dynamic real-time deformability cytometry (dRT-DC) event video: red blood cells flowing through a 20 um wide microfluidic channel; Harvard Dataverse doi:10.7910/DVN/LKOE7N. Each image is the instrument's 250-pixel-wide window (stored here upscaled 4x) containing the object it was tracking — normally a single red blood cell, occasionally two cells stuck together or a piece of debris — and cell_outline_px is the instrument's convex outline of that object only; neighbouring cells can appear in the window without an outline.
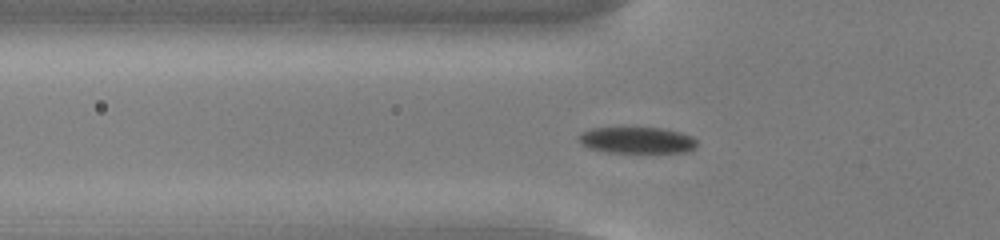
{"species": "common noctule bat (a hibernating species)", "species_latin": "Nyctalus noctula", "temperature_condition": "cold", "stored_images_in_passage": 55, "camera_frame_rate_fps": 3000, "um_per_image_px": 0.085, "animal": {"sex": "male", "body_mass_g": 13.0, "forearm_length_mm": 53.1}, "frame": {"image": 1, "passage_image": 19, "time_ms": 6.0, "image_size_px": [1000, 240], "cell_outline_px": [[696, 148], [688, 152], [608, 152], [588, 148], [576, 136], [580, 132], [592, 128], [664, 128], [680, 132], [692, 136], [696, 140]], "centroid_in_image_um": [54.15, 11.91], "position_along_channel_um": 71.6, "area_um2": 18.15}}
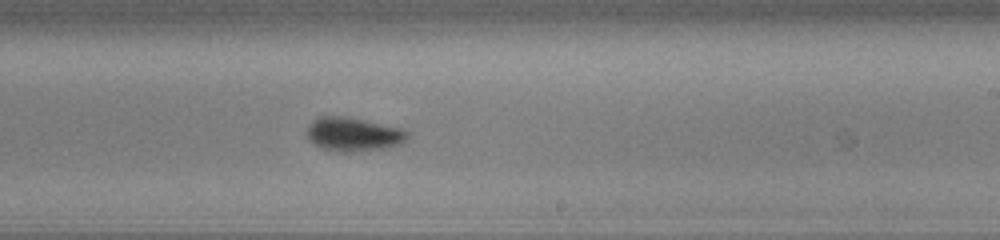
{"frame": {"image": 2, "passage_image": 34, "time_ms": 11.0, "image_size_px": [1000, 240], "cell_outline_px": [[408, 136], [400, 144], [388, 148], [360, 152], [340, 152], [320, 148], [308, 140], [308, 124], [312, 120], [320, 116], [344, 116], [404, 128], [408, 132]], "centroid_in_image_um": [30.04, 11.43], "position_along_channel_um": 259.0, "area_um2": 20.11}}
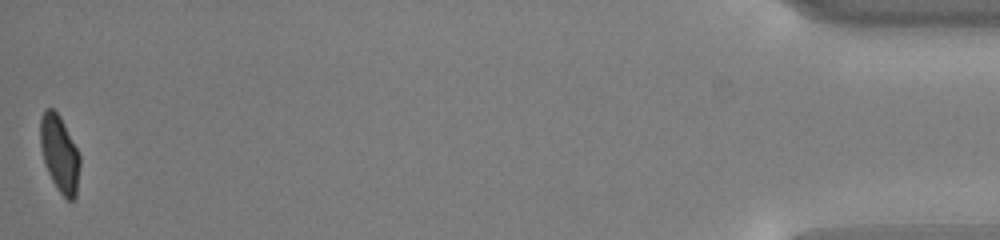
{"frame": {"image": 3, "passage_image": 55, "time_ms": 18.0, "image_size_px": [1000, 240], "cell_outline_px": [[80, 164], [76, 196], [72, 200], [68, 200], [56, 188], [48, 172], [44, 160], [40, 144], [40, 116], [44, 108], [52, 108], [60, 116], [80, 156]], "centroid_in_image_um": [5.05, 13.05], "position_along_channel_um": 430.1, "area_um2": 17.51}, "authors_computed_cell_mechanics": {"area_um2": 18.785, "velocity_mm_per_s": 3.7659, "shape_relaxation_time_tau1_ms": 3.1304, "shape_relaxation_time_tau2_ms": null, "deformation_change_tau1": 0.1238, "deformation_change_tau2": null}}